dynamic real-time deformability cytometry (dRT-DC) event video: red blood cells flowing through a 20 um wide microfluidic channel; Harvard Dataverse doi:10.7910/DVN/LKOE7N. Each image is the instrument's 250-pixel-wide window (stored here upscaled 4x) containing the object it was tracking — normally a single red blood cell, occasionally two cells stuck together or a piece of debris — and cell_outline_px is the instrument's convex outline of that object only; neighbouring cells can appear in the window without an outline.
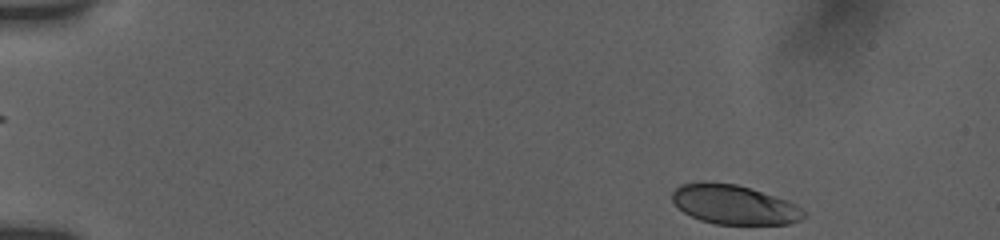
{"species": "human", "species_latin": "Homo sapiens", "temperature_condition": "room temperature", "stored_images_in_passage": 8, "camera_frame_rate_fps": 3000, "um_per_image_px": 0.085, "donor": {"sex": "female"}, "frame": {"image": 1, "passage_image": 1, "time_ms": 0.0, "image_size_px": [1000, 240], "cell_outline_px": [[808, 216], [800, 220], [788, 224], [716, 224], [700, 220], [684, 212], [672, 200], [672, 192], [680, 184], [700, 180], [704, 180], [736, 184], [752, 188], [788, 200], [796, 204], [808, 212]], "centroid_in_image_um": [62.44, 17.37], "position_along_channel_um": 22.6, "area_um2": 30.75}}
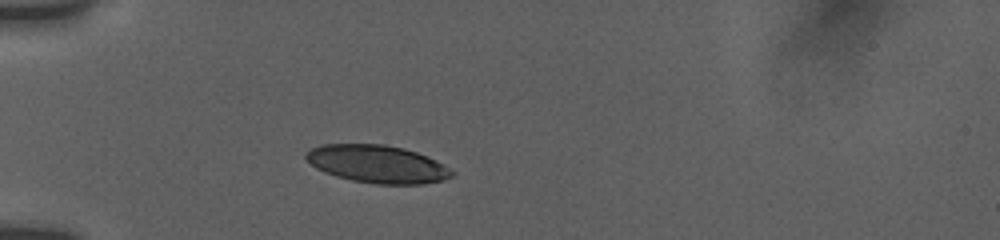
{"frame": {"image": 2, "passage_image": 6, "time_ms": 3.333, "image_size_px": [1000, 240], "cell_outline_px": [[456, 172], [452, 176], [444, 180], [424, 184], [376, 184], [352, 180], [336, 176], [324, 172], [316, 168], [304, 156], [312, 148], [320, 144], [384, 144], [404, 148], [428, 156], [444, 164]], "centroid_in_image_um": [32.12, 13.94], "position_along_channel_um": 52.9, "area_um2": 32.19}}
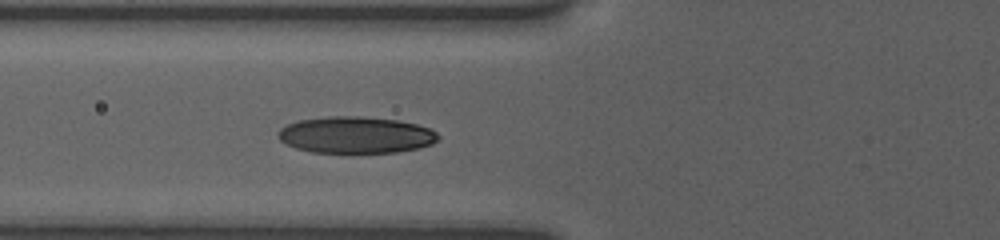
{"frame": {"image": 3, "passage_image": 8, "time_ms": 5.0, "image_size_px": [1000, 240], "cell_outline_px": [[440, 136], [432, 144], [420, 148], [396, 152], [312, 152], [296, 148], [280, 140], [276, 136], [276, 132], [280, 128], [296, 120], [328, 116], [360, 116], [396, 120], [416, 124], [428, 128], [436, 132]], "centroid_in_image_um": [30.21, 11.46], "position_along_channel_um": 95.6, "area_um2": 34.16}}